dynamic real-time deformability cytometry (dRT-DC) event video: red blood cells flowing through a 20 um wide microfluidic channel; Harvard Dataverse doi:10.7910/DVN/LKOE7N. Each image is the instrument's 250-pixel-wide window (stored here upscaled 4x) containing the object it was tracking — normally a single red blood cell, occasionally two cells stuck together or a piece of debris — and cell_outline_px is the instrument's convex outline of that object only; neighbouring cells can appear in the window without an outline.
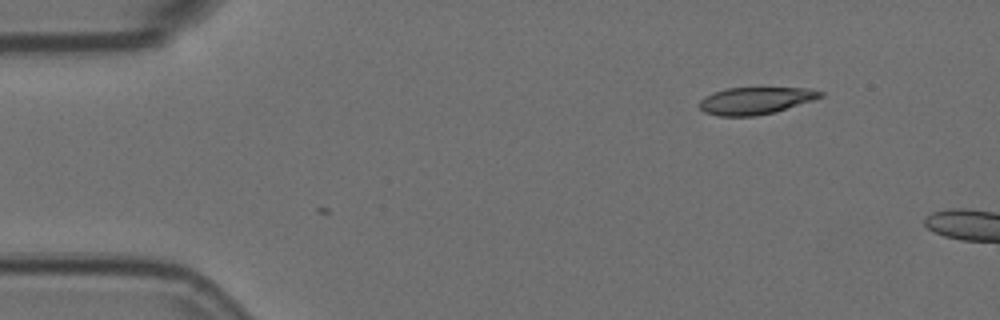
{"species": "Egyptian fruit bat (a non-hibernating species)", "species_latin": "Rousettus aegyptiacus", "temperature_condition": "room temperature", "stored_images_in_passage": 2, "camera_frame_rate_fps": 3000, "um_per_image_px": 0.085, "animal": {"sex": "female"}, "frame": {"image": 1, "passage_image": 2, "time_ms": 0.333, "image_size_px": [1000, 320], "cell_outline_px": [[824, 96], [776, 112], [756, 116], [720, 116], [704, 112], [700, 108], [700, 100], [704, 96], [712, 92], [728, 88], [808, 88], [824, 92]], "centroid_in_image_um": [64.21, 8.56], "position_along_channel_um": 20.8, "area_um2": 19.13}}